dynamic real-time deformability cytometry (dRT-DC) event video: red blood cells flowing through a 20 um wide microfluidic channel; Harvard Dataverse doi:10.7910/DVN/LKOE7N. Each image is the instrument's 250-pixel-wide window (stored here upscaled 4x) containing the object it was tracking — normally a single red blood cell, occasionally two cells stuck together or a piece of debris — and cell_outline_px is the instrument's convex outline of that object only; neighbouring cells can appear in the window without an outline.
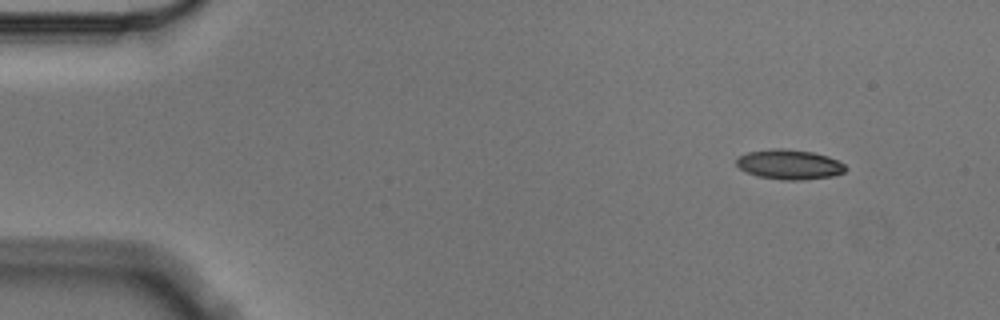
{"species": "Egyptian fruit bat (a non-hibernating species)", "species_latin": "Rousettus aegyptiacus", "temperature_condition": "cold", "stored_images_in_passage": 4, "camera_frame_rate_fps": 3000, "um_per_image_px": 0.085, "animal": {"sex": "male"}, "frame": {"image": 1, "passage_image": 1, "time_ms": 0.0, "image_size_px": [1000, 320], "cell_outline_px": [[848, 168], [844, 172], [832, 176], [800, 180], [780, 180], [756, 176], [740, 168], [736, 164], [736, 156], [748, 152], [772, 148], [784, 148], [812, 152], [828, 156], [844, 164]], "centroid_in_image_um": [67.07, 13.97], "position_along_channel_um": 17.9, "area_um2": 19.07}}
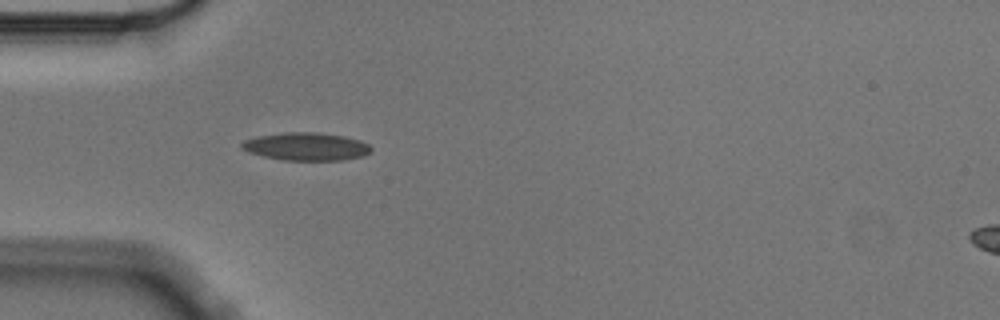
{"frame": {"image": 2, "passage_image": 4, "time_ms": 1.0, "image_size_px": [1000, 320], "cell_outline_px": [[372, 148], [364, 156], [344, 160], [284, 160], [264, 156], [248, 152], [240, 148], [240, 144], [244, 140], [256, 136], [284, 132], [320, 132], [344, 136], [360, 140], [368, 144]], "centroid_in_image_um": [26.01, 12.45], "position_along_channel_um": 59.0, "area_um2": 21.15}}